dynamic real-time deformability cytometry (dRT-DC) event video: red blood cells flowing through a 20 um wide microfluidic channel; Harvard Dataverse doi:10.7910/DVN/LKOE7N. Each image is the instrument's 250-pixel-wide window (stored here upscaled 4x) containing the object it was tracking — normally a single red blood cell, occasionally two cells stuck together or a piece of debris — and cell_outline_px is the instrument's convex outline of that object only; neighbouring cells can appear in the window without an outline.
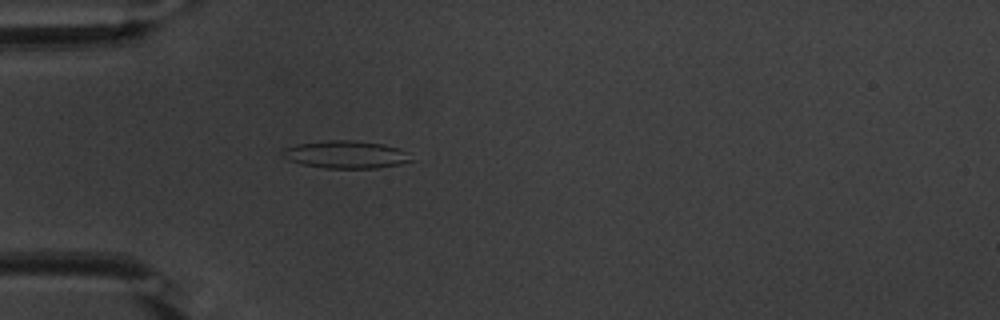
{"species": "common noctule bat (a hibernating species)", "species_latin": "Nyctalus noctula", "temperature_condition": "warm", "stored_images_in_passage": 28, "camera_frame_rate_fps": 3000, "um_per_image_px": 0.085, "animal": {"sex": "male", "body_mass_g": 20.1, "forearm_length_mm": 53.5}, "frame": {"image": 1, "passage_image": 8, "time_ms": 2.333, "image_size_px": [1000, 320], "cell_outline_px": [[416, 160], [400, 164], [376, 168], [324, 168], [300, 164], [288, 160], [280, 156], [280, 148], [296, 144], [328, 140], [352, 140], [384, 144], [400, 148]], "centroid_in_image_um": [29.34, 13.13], "position_along_channel_um": 55.7, "area_um2": 21.1}}
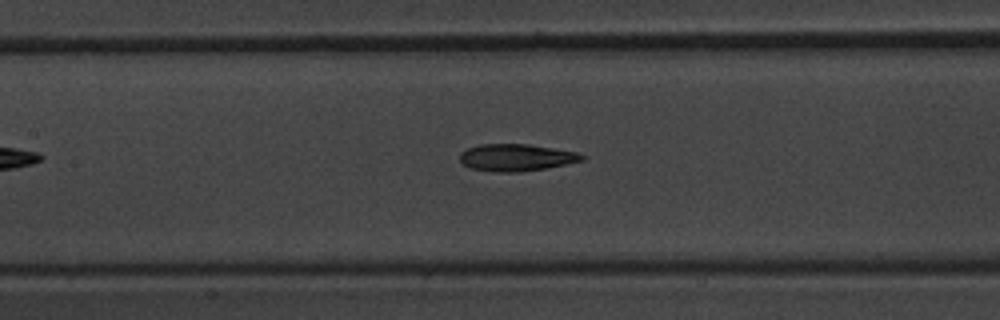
{"frame": {"image": 2, "passage_image": 17, "time_ms": 5.333, "image_size_px": [1000, 320], "cell_outline_px": [[588, 156], [584, 160], [544, 168], [520, 172], [496, 172], [472, 168], [464, 164], [460, 160], [460, 152], [468, 148], [480, 144], [528, 144], [576, 152]], "centroid_in_image_um": [43.88, 13.38], "position_along_channel_um": 163.5, "area_um2": 19.07}}
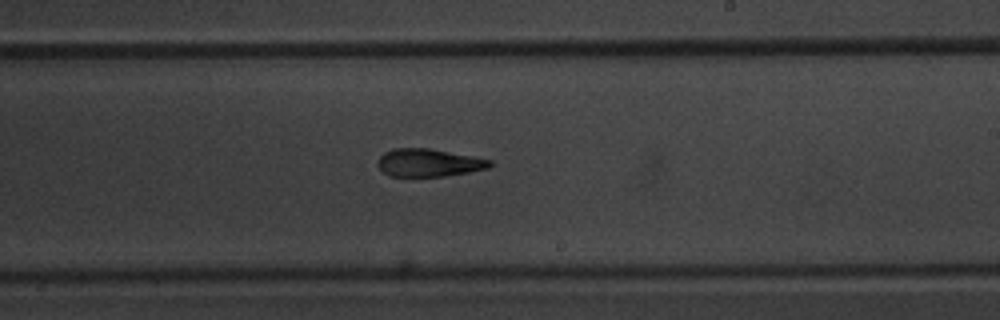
{"frame": {"image": 3, "passage_image": 24, "time_ms": 7.667, "image_size_px": [1000, 320], "cell_outline_px": [[496, 164], [488, 168], [468, 172], [444, 176], [388, 176], [376, 164], [376, 160], [384, 152], [392, 148], [428, 148], [476, 156], [492, 160]], "centroid_in_image_um": [36.46, 13.82], "position_along_channel_um": 252.5, "area_um2": 18.44}}